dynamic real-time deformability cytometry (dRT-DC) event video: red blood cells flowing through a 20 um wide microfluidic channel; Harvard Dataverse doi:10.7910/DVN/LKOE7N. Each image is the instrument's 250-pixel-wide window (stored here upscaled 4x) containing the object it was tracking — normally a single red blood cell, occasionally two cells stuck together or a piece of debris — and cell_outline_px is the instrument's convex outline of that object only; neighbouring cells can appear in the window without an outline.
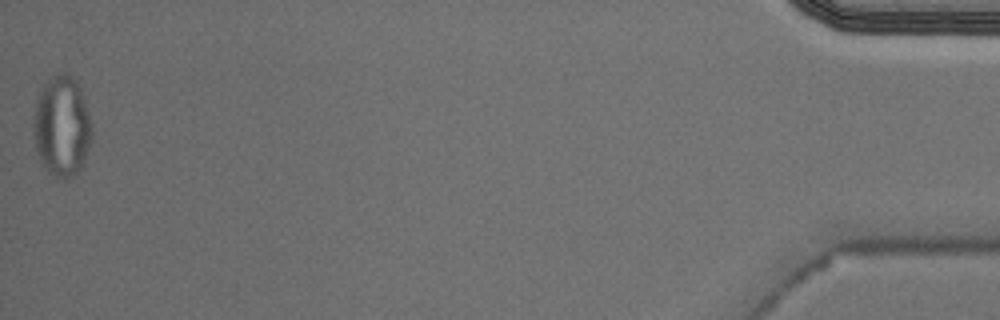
{"species": "Egyptian fruit bat (a non-hibernating species)", "species_latin": "Rousettus aegyptiacus", "temperature_condition": "cold", "stored_images_in_passage": 54, "segment_of_instrument_passage": [2, 2], "camera_frame_rate_fps": 3000, "um_per_image_px": 0.085, "animal": {"sex": "male"}, "frame": {"image": 1, "passage_image": 54, "time_ms": 17.667, "image_size_px": [1000, 320], "cell_outline_px": [[92, 140], [84, 164], [68, 180], [60, 180], [48, 172], [40, 160], [36, 152], [32, 132], [32, 124], [36, 100], [44, 84], [56, 72], [68, 72], [76, 80], [80, 88], [92, 124]], "centroid_in_image_um": [5.25, 10.75], "position_along_channel_um": 430.0, "area_um2": 34.97}}